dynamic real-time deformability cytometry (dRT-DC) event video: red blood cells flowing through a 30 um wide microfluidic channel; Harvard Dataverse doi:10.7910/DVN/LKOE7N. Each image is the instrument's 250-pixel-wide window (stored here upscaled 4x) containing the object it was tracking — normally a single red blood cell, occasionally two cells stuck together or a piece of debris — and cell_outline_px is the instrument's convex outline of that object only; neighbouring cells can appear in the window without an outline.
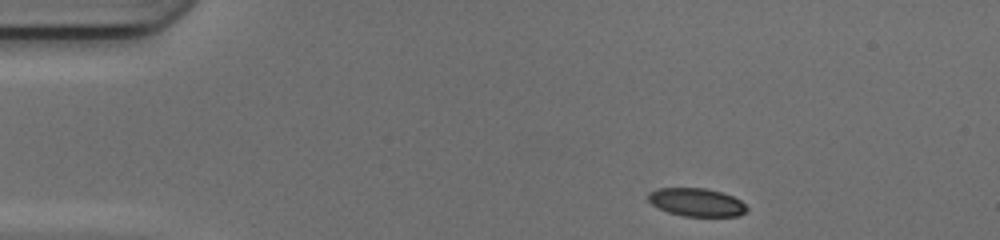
{"species": "common noctule bat (a hibernating species)", "species_latin": "Nyctalus noctula", "temperature_condition": "cold", "stored_images_in_passage": 43, "camera_frame_rate_fps": 3000, "um_per_image_px": 0.085, "animal": {"sex": "female", "body_mass_g": 17.0, "forearm_length_mm": 48.0}, "frame": {"image": 1, "passage_image": 1, "time_ms": 0.0, "image_size_px": [1000, 240], "cell_outline_px": [[748, 208], [740, 216], [684, 216], [668, 212], [652, 204], [648, 200], [648, 192], [656, 188], [708, 188], [732, 196], [740, 200]], "centroid_in_image_um": [59.19, 17.18], "position_along_channel_um": 25.8, "area_um2": 16.13}}
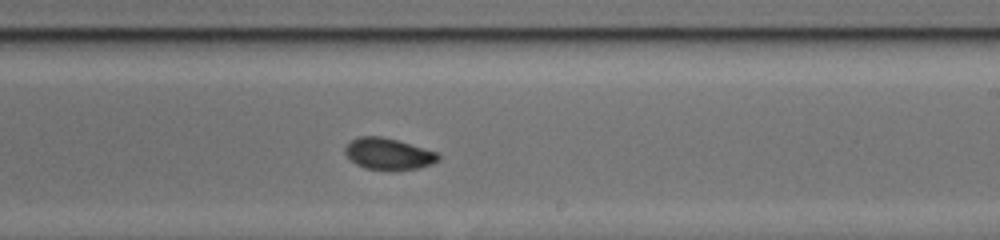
{"frame": {"image": 2, "passage_image": 23, "time_ms": 7.333, "image_size_px": [1000, 240], "cell_outline_px": [[440, 160], [432, 164], [416, 168], [388, 172], [364, 168], [356, 164], [344, 152], [344, 148], [352, 140], [360, 136], [380, 136], [396, 140], [440, 152]], "centroid_in_image_um": [33.05, 13.11], "position_along_channel_um": 256.0, "area_um2": 17.4}}
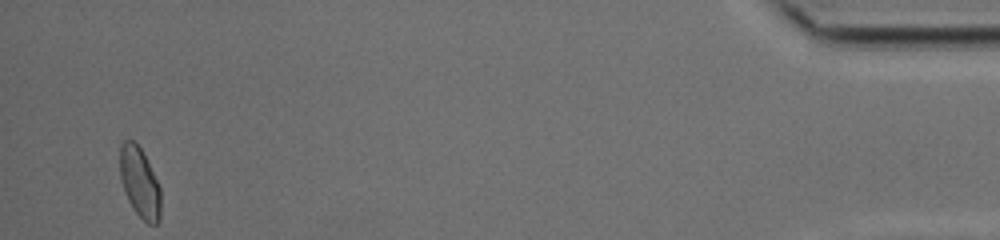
{"frame": {"image": 3, "passage_image": 41, "time_ms": 13.333, "image_size_px": [1000, 240], "cell_outline_px": [[160, 220], [156, 224], [148, 224], [132, 208], [128, 200], [120, 176], [120, 144], [124, 140], [132, 140], [140, 148], [160, 188]], "centroid_in_image_um": [11.86, 15.53], "position_along_channel_um": 423.3, "area_um2": 16.3}, "authors_computed_cell_mechanics": {"area_um2": 17.1666, "velocity_mm_per_s": 4.1972, "shape_relaxation_time_tau1_ms": 7.8602, "shape_relaxation_time_tau2_ms": 1.3835, "deformation_change_tau1": 0.178, "deformation_change_tau2": 0.0517}}